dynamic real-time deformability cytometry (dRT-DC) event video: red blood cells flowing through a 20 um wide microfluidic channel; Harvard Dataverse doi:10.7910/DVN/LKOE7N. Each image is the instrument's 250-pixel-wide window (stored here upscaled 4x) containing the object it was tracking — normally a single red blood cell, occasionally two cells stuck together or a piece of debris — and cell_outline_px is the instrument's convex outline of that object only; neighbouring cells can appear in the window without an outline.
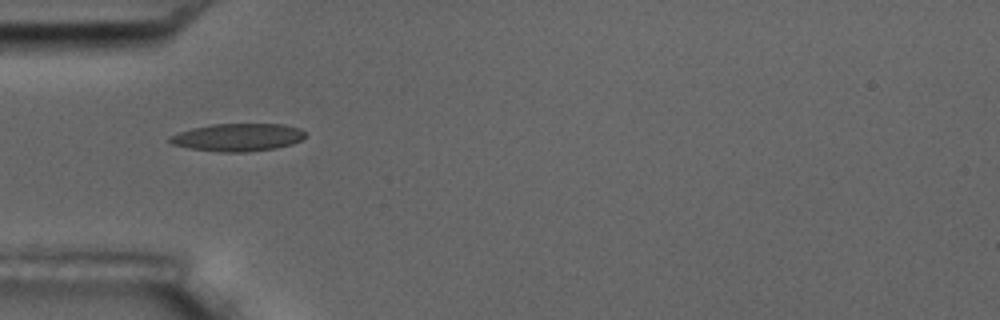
{"species": "common noctule bat (a hibernating species)", "species_latin": "Nyctalus noctula", "temperature_condition": "room temperature", "stored_images_in_passage": 2, "camera_frame_rate_fps": 3000, "um_per_image_px": 0.085, "animal": {"sex": "male", "body_mass_g": 17.5, "forearm_length_mm": 52.3}, "frame": {"image": 1, "passage_image": 1, "time_ms": 0.0, "image_size_px": [1000, 320], "cell_outline_px": [[304, 136], [300, 140], [292, 144], [276, 148], [248, 152], [220, 152], [188, 148], [172, 144], [168, 140], [168, 136], [192, 128], [212, 124], [284, 124], [300, 128], [304, 132]], "centroid_in_image_um": [20.19, 11.67], "position_along_channel_um": 64.8, "area_um2": 21.91}}